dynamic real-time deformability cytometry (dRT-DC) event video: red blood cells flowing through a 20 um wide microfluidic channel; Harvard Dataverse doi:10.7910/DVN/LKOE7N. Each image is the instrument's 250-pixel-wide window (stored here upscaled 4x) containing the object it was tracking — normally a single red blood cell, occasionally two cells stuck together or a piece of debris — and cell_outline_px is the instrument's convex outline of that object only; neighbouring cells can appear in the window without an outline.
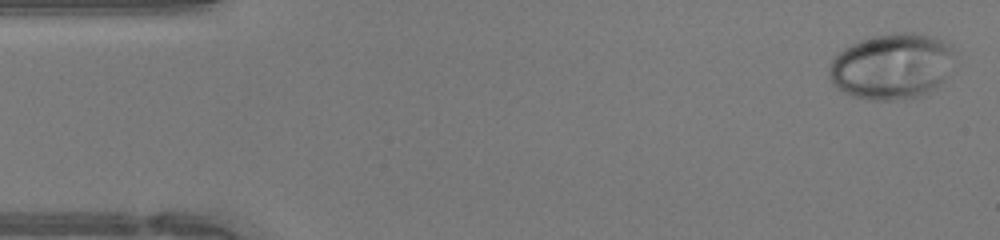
{"species": "human", "species_latin": "Homo sapiens", "temperature_condition": "warm", "stored_images_in_passage": 46, "camera_frame_rate_fps": 3000, "um_per_image_px": 0.085, "donor": {"sex": "female"}, "frame": {"image": 1, "passage_image": 1, "time_ms": 0.0, "image_size_px": [1000, 240], "cell_outline_px": [[952, 52], [944, 80], [936, 88], [924, 96], [904, 100], [872, 100], [852, 96], [836, 88], [828, 80], [828, 68], [836, 52], [860, 40], [892, 32], [916, 32], [932, 36], [944, 40], [952, 44]], "centroid_in_image_um": [75.75, 5.64], "position_along_channel_um": 9.2, "area_um2": 48.61}}
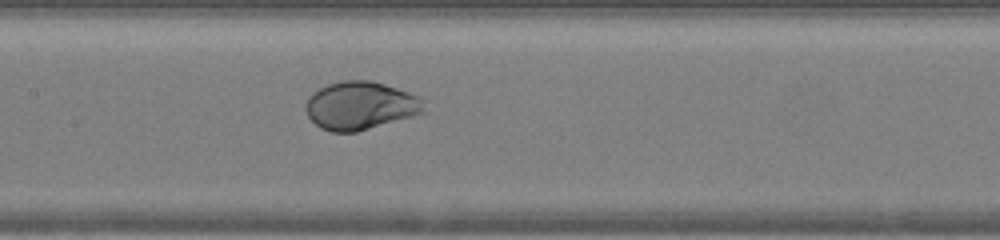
{"frame": {"image": 2, "passage_image": 21, "time_ms": 6.667, "image_size_px": [1000, 240], "cell_outline_px": [[424, 112], [412, 116], [356, 132], [332, 132], [320, 128], [308, 116], [304, 108], [308, 96], [312, 92], [328, 84], [340, 80], [372, 80], [420, 96], [424, 100]], "centroid_in_image_um": [30.61, 8.97], "position_along_channel_um": 176.8, "area_um2": 33.23}}
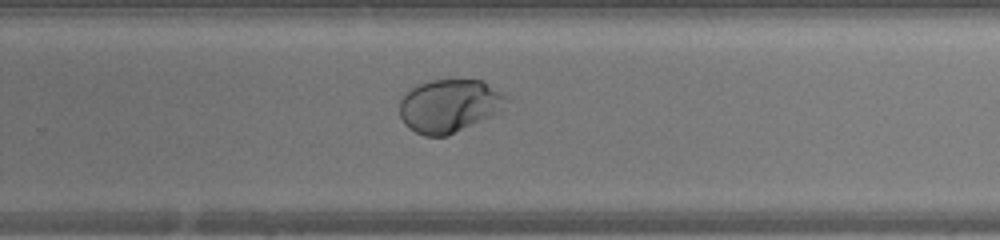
{"frame": {"image": 3, "passage_image": 29, "time_ms": 9.333, "image_size_px": [1000, 240], "cell_outline_px": [[504, 108], [500, 112], [448, 136], [424, 136], [408, 128], [404, 124], [400, 116], [400, 100], [416, 84], [432, 80], [484, 80], [500, 92], [504, 96]], "centroid_in_image_um": [38.16, 9.0], "position_along_channel_um": 291.6, "area_um2": 32.89}, "authors_computed_cell_mechanics": {"area_um2": 36.9053, "velocity_mm_per_s": 4.3294, "shape_relaxation_time_tau1_ms": 3.1382, "shape_relaxation_time_tau2_ms": null, "deformation_change_tau1": 0.1648, "deformation_change_tau2": null}}